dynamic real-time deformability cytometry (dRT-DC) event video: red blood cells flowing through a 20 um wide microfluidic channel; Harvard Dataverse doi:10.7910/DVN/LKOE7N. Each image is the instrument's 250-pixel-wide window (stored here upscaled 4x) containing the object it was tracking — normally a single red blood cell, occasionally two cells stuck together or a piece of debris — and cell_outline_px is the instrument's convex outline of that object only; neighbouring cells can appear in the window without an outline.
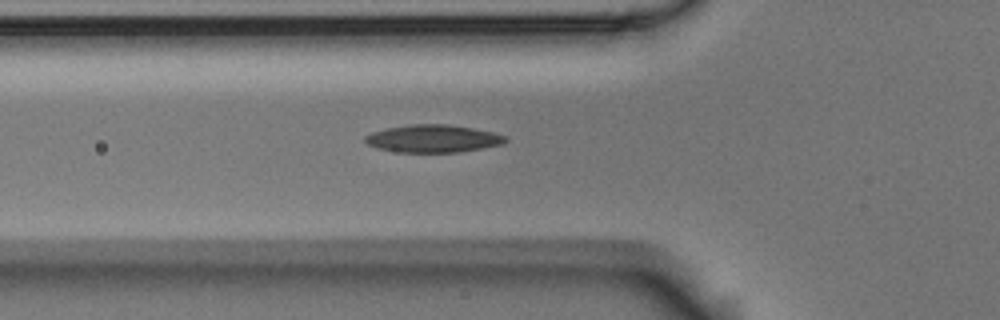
{"species": "Egyptian fruit bat (a non-hibernating species)", "species_latin": "Rousettus aegyptiacus", "temperature_condition": "room temperature", "stored_images_in_passage": 4, "segment_of_instrument_passage": [1, 2], "camera_frame_rate_fps": 3000, "um_per_image_px": 0.085, "animal": {"sex": "male"}, "frame": {"image": 1, "passage_image": 3, "time_ms": 0.667, "image_size_px": [1000, 320], "cell_outline_px": [[508, 140], [504, 144], [456, 152], [400, 152], [380, 148], [368, 144], [364, 140], [364, 136], [372, 132], [388, 128], [408, 124], [448, 124], [472, 128], [492, 132], [508, 136]], "centroid_in_image_um": [36.83, 11.77], "position_along_channel_um": 89.0, "area_um2": 22.43}}